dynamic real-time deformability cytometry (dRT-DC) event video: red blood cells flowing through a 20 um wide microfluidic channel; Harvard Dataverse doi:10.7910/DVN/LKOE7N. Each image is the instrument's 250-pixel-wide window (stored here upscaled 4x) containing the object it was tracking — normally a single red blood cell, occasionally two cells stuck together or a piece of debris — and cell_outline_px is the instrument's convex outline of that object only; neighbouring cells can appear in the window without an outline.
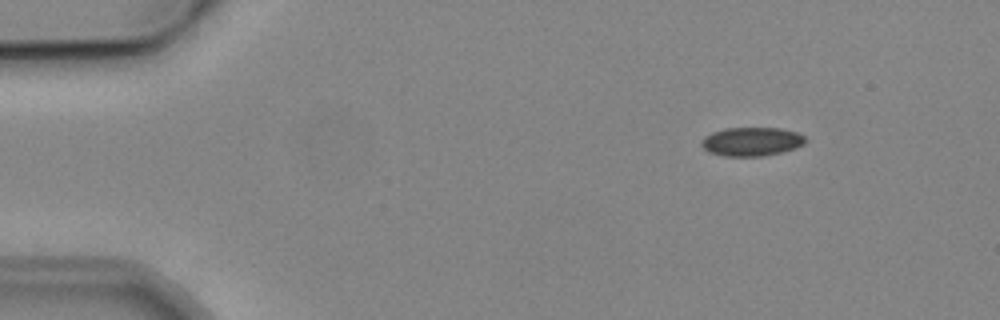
{"species": "common noctule bat (a hibernating species)", "species_latin": "Nyctalus noctula", "temperature_condition": "cold", "stored_images_in_passage": 6, "camera_frame_rate_fps": 3000, "um_per_image_px": 0.085, "animal": {"sex": "male", "body_mass_g": 19.2, "forearm_length_mm": 51.8}, "frame": {"image": 1, "passage_image": 2, "time_ms": 1.0, "image_size_px": [1000, 320], "cell_outline_px": [[808, 140], [804, 144], [780, 152], [764, 156], [724, 156], [708, 152], [700, 144], [700, 140], [704, 136], [712, 132], [724, 128], [780, 128], [796, 132], [804, 136]], "centroid_in_image_um": [63.84, 12.03], "position_along_channel_um": 21.2, "area_um2": 17.46}}
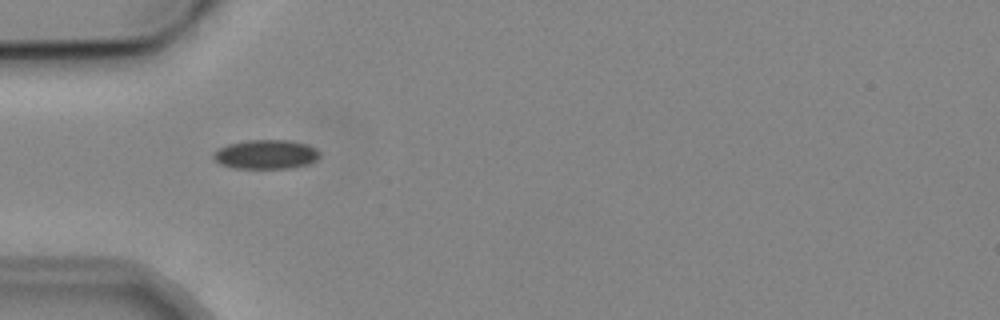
{"frame": {"image": 2, "passage_image": 5, "time_ms": 4.333, "image_size_px": [1000, 320], "cell_outline_px": [[320, 156], [316, 160], [308, 164], [292, 168], [232, 168], [220, 164], [212, 156], [220, 148], [228, 144], [248, 140], [288, 140], [304, 144], [316, 148], [320, 152]], "centroid_in_image_um": [22.63, 13.13], "position_along_channel_um": 62.4, "area_um2": 17.98}}